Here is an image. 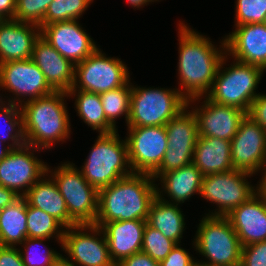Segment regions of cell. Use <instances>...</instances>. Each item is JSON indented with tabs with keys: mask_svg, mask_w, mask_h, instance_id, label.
Masks as SVG:
<instances>
[{
	"mask_svg": "<svg viewBox=\"0 0 266 266\" xmlns=\"http://www.w3.org/2000/svg\"><path fill=\"white\" fill-rule=\"evenodd\" d=\"M178 90L187 99L205 96L211 89L222 59L226 55L223 37L214 45L209 37L200 34L183 21L178 23Z\"/></svg>",
	"mask_w": 266,
	"mask_h": 266,
	"instance_id": "6da1fadb",
	"label": "cell"
},
{
	"mask_svg": "<svg viewBox=\"0 0 266 266\" xmlns=\"http://www.w3.org/2000/svg\"><path fill=\"white\" fill-rule=\"evenodd\" d=\"M146 173H132L99 190L95 225L107 222L147 220L157 184Z\"/></svg>",
	"mask_w": 266,
	"mask_h": 266,
	"instance_id": "7a4b0ae2",
	"label": "cell"
},
{
	"mask_svg": "<svg viewBox=\"0 0 266 266\" xmlns=\"http://www.w3.org/2000/svg\"><path fill=\"white\" fill-rule=\"evenodd\" d=\"M68 93H53L21 106L26 144L41 150L53 149L70 138L71 123L66 107Z\"/></svg>",
	"mask_w": 266,
	"mask_h": 266,
	"instance_id": "3957f363",
	"label": "cell"
},
{
	"mask_svg": "<svg viewBox=\"0 0 266 266\" xmlns=\"http://www.w3.org/2000/svg\"><path fill=\"white\" fill-rule=\"evenodd\" d=\"M80 169L83 177L98 191L132 174L126 139H121L118 130L98 134Z\"/></svg>",
	"mask_w": 266,
	"mask_h": 266,
	"instance_id": "277c9868",
	"label": "cell"
},
{
	"mask_svg": "<svg viewBox=\"0 0 266 266\" xmlns=\"http://www.w3.org/2000/svg\"><path fill=\"white\" fill-rule=\"evenodd\" d=\"M229 58L226 54L222 59L212 87L205 96L215 103L236 107L248 113L252 101L260 94L256 90L264 70L236 60L225 68Z\"/></svg>",
	"mask_w": 266,
	"mask_h": 266,
	"instance_id": "5b68a950",
	"label": "cell"
},
{
	"mask_svg": "<svg viewBox=\"0 0 266 266\" xmlns=\"http://www.w3.org/2000/svg\"><path fill=\"white\" fill-rule=\"evenodd\" d=\"M199 221L192 246L205 260H196L212 266H240L242 245L229 219L205 215Z\"/></svg>",
	"mask_w": 266,
	"mask_h": 266,
	"instance_id": "8992f818",
	"label": "cell"
},
{
	"mask_svg": "<svg viewBox=\"0 0 266 266\" xmlns=\"http://www.w3.org/2000/svg\"><path fill=\"white\" fill-rule=\"evenodd\" d=\"M186 107L187 99L177 88H147L132 83L127 127L165 126Z\"/></svg>",
	"mask_w": 266,
	"mask_h": 266,
	"instance_id": "52a82bcc",
	"label": "cell"
},
{
	"mask_svg": "<svg viewBox=\"0 0 266 266\" xmlns=\"http://www.w3.org/2000/svg\"><path fill=\"white\" fill-rule=\"evenodd\" d=\"M47 165V173L55 181L69 213V227L95 224L99 191L83 177L73 162L66 161L55 169Z\"/></svg>",
	"mask_w": 266,
	"mask_h": 266,
	"instance_id": "ba28073f",
	"label": "cell"
},
{
	"mask_svg": "<svg viewBox=\"0 0 266 266\" xmlns=\"http://www.w3.org/2000/svg\"><path fill=\"white\" fill-rule=\"evenodd\" d=\"M60 247L68 255L62 256L65 266H116L110 256L106 236L95 224L65 228Z\"/></svg>",
	"mask_w": 266,
	"mask_h": 266,
	"instance_id": "9c48e42d",
	"label": "cell"
},
{
	"mask_svg": "<svg viewBox=\"0 0 266 266\" xmlns=\"http://www.w3.org/2000/svg\"><path fill=\"white\" fill-rule=\"evenodd\" d=\"M130 78L121 58L107 57L97 48L82 62L75 64L74 84L70 90L103 93L124 86Z\"/></svg>",
	"mask_w": 266,
	"mask_h": 266,
	"instance_id": "30bf717a",
	"label": "cell"
},
{
	"mask_svg": "<svg viewBox=\"0 0 266 266\" xmlns=\"http://www.w3.org/2000/svg\"><path fill=\"white\" fill-rule=\"evenodd\" d=\"M251 176L254 175L236 169L203 176L200 197L217 207L205 215L227 216L246 202L257 192V184L253 186L247 179Z\"/></svg>",
	"mask_w": 266,
	"mask_h": 266,
	"instance_id": "8fae6325",
	"label": "cell"
},
{
	"mask_svg": "<svg viewBox=\"0 0 266 266\" xmlns=\"http://www.w3.org/2000/svg\"><path fill=\"white\" fill-rule=\"evenodd\" d=\"M4 89V90H3ZM13 93L6 101L22 106L25 102L47 96L54 90L47 83L44 74L32 59L13 60L0 64V91ZM15 96V97H14ZM26 100V101H25Z\"/></svg>",
	"mask_w": 266,
	"mask_h": 266,
	"instance_id": "7c38bea8",
	"label": "cell"
},
{
	"mask_svg": "<svg viewBox=\"0 0 266 266\" xmlns=\"http://www.w3.org/2000/svg\"><path fill=\"white\" fill-rule=\"evenodd\" d=\"M165 130L168 147L160 167L152 175H163L165 172L187 166L193 161V152L199 136L193 112L186 107L165 125Z\"/></svg>",
	"mask_w": 266,
	"mask_h": 266,
	"instance_id": "4fadbf2b",
	"label": "cell"
},
{
	"mask_svg": "<svg viewBox=\"0 0 266 266\" xmlns=\"http://www.w3.org/2000/svg\"><path fill=\"white\" fill-rule=\"evenodd\" d=\"M128 158L133 173L152 175L168 147L165 126L127 127Z\"/></svg>",
	"mask_w": 266,
	"mask_h": 266,
	"instance_id": "5bb4252c",
	"label": "cell"
},
{
	"mask_svg": "<svg viewBox=\"0 0 266 266\" xmlns=\"http://www.w3.org/2000/svg\"><path fill=\"white\" fill-rule=\"evenodd\" d=\"M36 151L42 150L27 144L12 149L0 161V185L23 197L47 173L48 164L37 158Z\"/></svg>",
	"mask_w": 266,
	"mask_h": 266,
	"instance_id": "9a60e30c",
	"label": "cell"
},
{
	"mask_svg": "<svg viewBox=\"0 0 266 266\" xmlns=\"http://www.w3.org/2000/svg\"><path fill=\"white\" fill-rule=\"evenodd\" d=\"M233 168L250 174H266V136L261 127L250 116L241 121L236 135L231 140Z\"/></svg>",
	"mask_w": 266,
	"mask_h": 266,
	"instance_id": "2e32d148",
	"label": "cell"
},
{
	"mask_svg": "<svg viewBox=\"0 0 266 266\" xmlns=\"http://www.w3.org/2000/svg\"><path fill=\"white\" fill-rule=\"evenodd\" d=\"M202 99L205 100L200 102ZM196 101L201 103L199 107L192 106V104H198ZM187 108H191L195 115L199 136L216 137L228 141L236 135L241 121L247 115L243 110L215 103L206 96L187 100Z\"/></svg>",
	"mask_w": 266,
	"mask_h": 266,
	"instance_id": "e0dca14e",
	"label": "cell"
},
{
	"mask_svg": "<svg viewBox=\"0 0 266 266\" xmlns=\"http://www.w3.org/2000/svg\"><path fill=\"white\" fill-rule=\"evenodd\" d=\"M85 31L78 20H68L40 27V36L75 65L98 48Z\"/></svg>",
	"mask_w": 266,
	"mask_h": 266,
	"instance_id": "ac0fdd59",
	"label": "cell"
},
{
	"mask_svg": "<svg viewBox=\"0 0 266 266\" xmlns=\"http://www.w3.org/2000/svg\"><path fill=\"white\" fill-rule=\"evenodd\" d=\"M224 37L229 57L266 72V22L235 26L233 32Z\"/></svg>",
	"mask_w": 266,
	"mask_h": 266,
	"instance_id": "d6986e66",
	"label": "cell"
},
{
	"mask_svg": "<svg viewBox=\"0 0 266 266\" xmlns=\"http://www.w3.org/2000/svg\"><path fill=\"white\" fill-rule=\"evenodd\" d=\"M226 217L242 247L266 240V202L258 191Z\"/></svg>",
	"mask_w": 266,
	"mask_h": 266,
	"instance_id": "ffe728a7",
	"label": "cell"
},
{
	"mask_svg": "<svg viewBox=\"0 0 266 266\" xmlns=\"http://www.w3.org/2000/svg\"><path fill=\"white\" fill-rule=\"evenodd\" d=\"M54 91L68 92L74 84L75 65L41 36L35 41L31 58Z\"/></svg>",
	"mask_w": 266,
	"mask_h": 266,
	"instance_id": "44dd1931",
	"label": "cell"
},
{
	"mask_svg": "<svg viewBox=\"0 0 266 266\" xmlns=\"http://www.w3.org/2000/svg\"><path fill=\"white\" fill-rule=\"evenodd\" d=\"M40 36V27L15 19L0 21V64L31 59L33 46Z\"/></svg>",
	"mask_w": 266,
	"mask_h": 266,
	"instance_id": "7402d4cb",
	"label": "cell"
},
{
	"mask_svg": "<svg viewBox=\"0 0 266 266\" xmlns=\"http://www.w3.org/2000/svg\"><path fill=\"white\" fill-rule=\"evenodd\" d=\"M151 176L156 181L159 180L162 186L160 188L157 185V196L168 203L182 204L193 195L200 196L203 175L193 163L163 175ZM165 194L169 201L163 197Z\"/></svg>",
	"mask_w": 266,
	"mask_h": 266,
	"instance_id": "603a6c76",
	"label": "cell"
},
{
	"mask_svg": "<svg viewBox=\"0 0 266 266\" xmlns=\"http://www.w3.org/2000/svg\"><path fill=\"white\" fill-rule=\"evenodd\" d=\"M146 220L112 221L101 228L115 264L123 258L141 252Z\"/></svg>",
	"mask_w": 266,
	"mask_h": 266,
	"instance_id": "cb8c5ba5",
	"label": "cell"
},
{
	"mask_svg": "<svg viewBox=\"0 0 266 266\" xmlns=\"http://www.w3.org/2000/svg\"><path fill=\"white\" fill-rule=\"evenodd\" d=\"M192 163L203 176L234 170L231 161V141L198 136Z\"/></svg>",
	"mask_w": 266,
	"mask_h": 266,
	"instance_id": "d4e9b609",
	"label": "cell"
},
{
	"mask_svg": "<svg viewBox=\"0 0 266 266\" xmlns=\"http://www.w3.org/2000/svg\"><path fill=\"white\" fill-rule=\"evenodd\" d=\"M27 205L41 209L69 228V213L65 200L53 180L45 173L23 196Z\"/></svg>",
	"mask_w": 266,
	"mask_h": 266,
	"instance_id": "484cf974",
	"label": "cell"
},
{
	"mask_svg": "<svg viewBox=\"0 0 266 266\" xmlns=\"http://www.w3.org/2000/svg\"><path fill=\"white\" fill-rule=\"evenodd\" d=\"M179 206L180 204L168 203L156 196L150 205L146 220L149 226L159 230L176 244L181 243L186 224L185 215Z\"/></svg>",
	"mask_w": 266,
	"mask_h": 266,
	"instance_id": "4316f807",
	"label": "cell"
},
{
	"mask_svg": "<svg viewBox=\"0 0 266 266\" xmlns=\"http://www.w3.org/2000/svg\"><path fill=\"white\" fill-rule=\"evenodd\" d=\"M27 238V201L19 197L0 210V246H19Z\"/></svg>",
	"mask_w": 266,
	"mask_h": 266,
	"instance_id": "83f0119b",
	"label": "cell"
},
{
	"mask_svg": "<svg viewBox=\"0 0 266 266\" xmlns=\"http://www.w3.org/2000/svg\"><path fill=\"white\" fill-rule=\"evenodd\" d=\"M67 93L69 99H75L77 115L92 130H96L98 134H110L118 130L107 121L100 94L82 90H69Z\"/></svg>",
	"mask_w": 266,
	"mask_h": 266,
	"instance_id": "f1b7e54d",
	"label": "cell"
},
{
	"mask_svg": "<svg viewBox=\"0 0 266 266\" xmlns=\"http://www.w3.org/2000/svg\"><path fill=\"white\" fill-rule=\"evenodd\" d=\"M65 227L41 209L27 205V237L53 238L62 245Z\"/></svg>",
	"mask_w": 266,
	"mask_h": 266,
	"instance_id": "f546056e",
	"label": "cell"
},
{
	"mask_svg": "<svg viewBox=\"0 0 266 266\" xmlns=\"http://www.w3.org/2000/svg\"><path fill=\"white\" fill-rule=\"evenodd\" d=\"M4 119V127L0 128V139L12 149L26 145L21 107L0 101V122ZM6 125V126H5ZM3 129V130H2ZM8 141H11L10 143Z\"/></svg>",
	"mask_w": 266,
	"mask_h": 266,
	"instance_id": "4dcf8cb0",
	"label": "cell"
},
{
	"mask_svg": "<svg viewBox=\"0 0 266 266\" xmlns=\"http://www.w3.org/2000/svg\"><path fill=\"white\" fill-rule=\"evenodd\" d=\"M132 91V83L129 80L124 86L112 89L107 92L100 93L102 106L107 121L115 128L116 119L123 116L125 117V123L130 115V96Z\"/></svg>",
	"mask_w": 266,
	"mask_h": 266,
	"instance_id": "1f68e13d",
	"label": "cell"
},
{
	"mask_svg": "<svg viewBox=\"0 0 266 266\" xmlns=\"http://www.w3.org/2000/svg\"><path fill=\"white\" fill-rule=\"evenodd\" d=\"M47 238H26L19 248L23 263L25 266H59L62 263V254L47 247L45 241ZM43 243V244H42ZM43 245V246H42ZM44 247V248H41ZM41 248V249H40ZM24 249V250H23ZM43 249V250H42Z\"/></svg>",
	"mask_w": 266,
	"mask_h": 266,
	"instance_id": "d6a6232c",
	"label": "cell"
},
{
	"mask_svg": "<svg viewBox=\"0 0 266 266\" xmlns=\"http://www.w3.org/2000/svg\"><path fill=\"white\" fill-rule=\"evenodd\" d=\"M92 2L93 0H53L45 13L43 26L56 22L78 20Z\"/></svg>",
	"mask_w": 266,
	"mask_h": 266,
	"instance_id": "836d02e7",
	"label": "cell"
},
{
	"mask_svg": "<svg viewBox=\"0 0 266 266\" xmlns=\"http://www.w3.org/2000/svg\"><path fill=\"white\" fill-rule=\"evenodd\" d=\"M176 245L173 240L166 238L159 230L146 223L141 252L149 255L155 261L161 262Z\"/></svg>",
	"mask_w": 266,
	"mask_h": 266,
	"instance_id": "e575fe53",
	"label": "cell"
},
{
	"mask_svg": "<svg viewBox=\"0 0 266 266\" xmlns=\"http://www.w3.org/2000/svg\"><path fill=\"white\" fill-rule=\"evenodd\" d=\"M234 26L266 22V0H236Z\"/></svg>",
	"mask_w": 266,
	"mask_h": 266,
	"instance_id": "d590c367",
	"label": "cell"
},
{
	"mask_svg": "<svg viewBox=\"0 0 266 266\" xmlns=\"http://www.w3.org/2000/svg\"><path fill=\"white\" fill-rule=\"evenodd\" d=\"M53 0H17L14 19L19 22L43 26L48 6Z\"/></svg>",
	"mask_w": 266,
	"mask_h": 266,
	"instance_id": "8d00e7d4",
	"label": "cell"
},
{
	"mask_svg": "<svg viewBox=\"0 0 266 266\" xmlns=\"http://www.w3.org/2000/svg\"><path fill=\"white\" fill-rule=\"evenodd\" d=\"M240 266H266V240L242 247Z\"/></svg>",
	"mask_w": 266,
	"mask_h": 266,
	"instance_id": "74e56055",
	"label": "cell"
},
{
	"mask_svg": "<svg viewBox=\"0 0 266 266\" xmlns=\"http://www.w3.org/2000/svg\"><path fill=\"white\" fill-rule=\"evenodd\" d=\"M186 250L181 247V244H177L160 262V266H194L197 260Z\"/></svg>",
	"mask_w": 266,
	"mask_h": 266,
	"instance_id": "f35d334b",
	"label": "cell"
},
{
	"mask_svg": "<svg viewBox=\"0 0 266 266\" xmlns=\"http://www.w3.org/2000/svg\"><path fill=\"white\" fill-rule=\"evenodd\" d=\"M247 115L261 127L266 128V94L260 93L256 99L252 101Z\"/></svg>",
	"mask_w": 266,
	"mask_h": 266,
	"instance_id": "ab89813d",
	"label": "cell"
},
{
	"mask_svg": "<svg viewBox=\"0 0 266 266\" xmlns=\"http://www.w3.org/2000/svg\"><path fill=\"white\" fill-rule=\"evenodd\" d=\"M0 266H25L19 247L0 246Z\"/></svg>",
	"mask_w": 266,
	"mask_h": 266,
	"instance_id": "60d3db41",
	"label": "cell"
},
{
	"mask_svg": "<svg viewBox=\"0 0 266 266\" xmlns=\"http://www.w3.org/2000/svg\"><path fill=\"white\" fill-rule=\"evenodd\" d=\"M116 266H160V262L143 252H139L123 258Z\"/></svg>",
	"mask_w": 266,
	"mask_h": 266,
	"instance_id": "b9f144b4",
	"label": "cell"
},
{
	"mask_svg": "<svg viewBox=\"0 0 266 266\" xmlns=\"http://www.w3.org/2000/svg\"><path fill=\"white\" fill-rule=\"evenodd\" d=\"M17 0H0V18L14 19Z\"/></svg>",
	"mask_w": 266,
	"mask_h": 266,
	"instance_id": "7bdbcfd3",
	"label": "cell"
},
{
	"mask_svg": "<svg viewBox=\"0 0 266 266\" xmlns=\"http://www.w3.org/2000/svg\"><path fill=\"white\" fill-rule=\"evenodd\" d=\"M19 197L13 190L0 185V210L12 204Z\"/></svg>",
	"mask_w": 266,
	"mask_h": 266,
	"instance_id": "ee69618b",
	"label": "cell"
},
{
	"mask_svg": "<svg viewBox=\"0 0 266 266\" xmlns=\"http://www.w3.org/2000/svg\"><path fill=\"white\" fill-rule=\"evenodd\" d=\"M127 1V3H129L130 4V6L131 7H134L135 9L137 8H143L145 5L147 6V5H149L150 3H152V2H156V1H158L159 2V0H126Z\"/></svg>",
	"mask_w": 266,
	"mask_h": 266,
	"instance_id": "f6af8a7d",
	"label": "cell"
},
{
	"mask_svg": "<svg viewBox=\"0 0 266 266\" xmlns=\"http://www.w3.org/2000/svg\"><path fill=\"white\" fill-rule=\"evenodd\" d=\"M257 183H259L257 185V191L259 192V194L263 197L264 201L266 202V174L261 176V180L259 179Z\"/></svg>",
	"mask_w": 266,
	"mask_h": 266,
	"instance_id": "bcb514c9",
	"label": "cell"
},
{
	"mask_svg": "<svg viewBox=\"0 0 266 266\" xmlns=\"http://www.w3.org/2000/svg\"><path fill=\"white\" fill-rule=\"evenodd\" d=\"M12 148L0 139V161L5 158Z\"/></svg>",
	"mask_w": 266,
	"mask_h": 266,
	"instance_id": "7dc6e473",
	"label": "cell"
},
{
	"mask_svg": "<svg viewBox=\"0 0 266 266\" xmlns=\"http://www.w3.org/2000/svg\"><path fill=\"white\" fill-rule=\"evenodd\" d=\"M194 266H212V265H207V264L201 263V262H199V261H196V262L194 263Z\"/></svg>",
	"mask_w": 266,
	"mask_h": 266,
	"instance_id": "c3c4849f",
	"label": "cell"
}]
</instances>
